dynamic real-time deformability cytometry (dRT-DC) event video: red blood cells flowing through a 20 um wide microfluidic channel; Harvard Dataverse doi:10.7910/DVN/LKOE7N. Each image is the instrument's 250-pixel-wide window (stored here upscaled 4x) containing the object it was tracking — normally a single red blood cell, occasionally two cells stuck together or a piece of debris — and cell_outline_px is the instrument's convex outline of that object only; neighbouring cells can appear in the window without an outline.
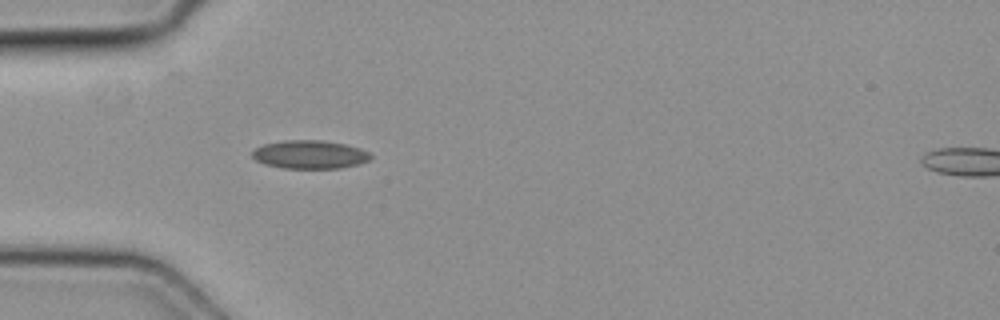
{"species": "common noctule bat (a hibernating species)", "species_latin": "Nyctalus noctula", "temperature_condition": "cold", "stored_images_in_passage": 1, "camera_frame_rate_fps": 3000, "um_per_image_px": 0.085, "animal": {"sex": "female", "body_mass_g": 19.3, "forearm_length_mm": 54.1}, "frame": {"image": 1, "passage_image": 1, "time_ms": 0.0, "image_size_px": [1000, 320], "cell_outline_px": [[372, 156], [368, 160], [356, 164], [340, 168], [284, 168], [264, 164], [256, 160], [252, 156], [252, 152], [256, 148], [264, 144], [284, 140], [320, 140], [344, 144], [360, 148], [368, 152]], "centroid_in_image_um": [26.31, 13.13], "position_along_channel_um": 58.7, "area_um2": 19.36}}